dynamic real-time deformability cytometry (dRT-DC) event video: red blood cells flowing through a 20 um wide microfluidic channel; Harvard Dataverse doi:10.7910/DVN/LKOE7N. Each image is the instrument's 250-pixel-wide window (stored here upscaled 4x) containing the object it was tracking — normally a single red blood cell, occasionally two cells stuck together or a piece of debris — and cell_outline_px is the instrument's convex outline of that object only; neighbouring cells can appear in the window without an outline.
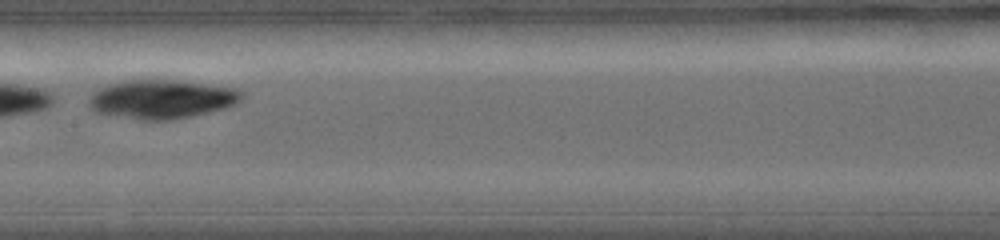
{"species": "common noctule bat (a hibernating species)", "species_latin": "Nyctalus noctula", "temperature_condition": "warm", "stored_images_in_passage": 5, "camera_frame_rate_fps": 5000, "um_per_image_px": 0.085, "animal": {"sex": "female", "body_mass_g": 19.0, "forearm_length_mm": 56.7}, "frame": {"image": 1, "passage_image": 5, "time_ms": 2.4, "image_size_px": [1000, 240], "cell_outline_px": [[244, 96], [236, 104], [224, 108], [208, 112], [172, 120], [140, 120], [96, 112], [88, 104], [88, 100], [100, 88], [108, 84], [124, 80], [172, 80], [236, 88], [244, 92]], "centroid_in_image_um": [13.76, 8.43], "position_along_channel_um": 193.6, "area_um2": 34.33}}